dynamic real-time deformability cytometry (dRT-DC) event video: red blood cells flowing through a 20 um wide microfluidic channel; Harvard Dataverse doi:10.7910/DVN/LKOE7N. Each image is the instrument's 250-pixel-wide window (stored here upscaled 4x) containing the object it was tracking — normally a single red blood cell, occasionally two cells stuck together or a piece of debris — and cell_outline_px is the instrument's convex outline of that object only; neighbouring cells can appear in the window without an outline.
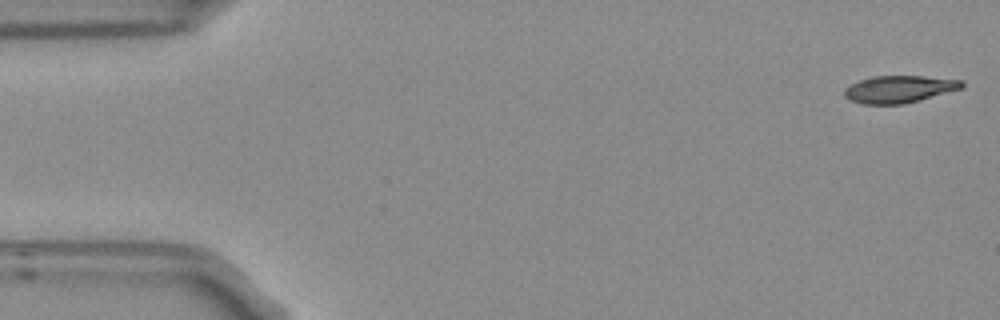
{"species": "Egyptian fruit bat (a non-hibernating species)", "species_latin": "Rousettus aegyptiacus", "temperature_condition": "room temperature", "stored_images_in_passage": 5, "camera_frame_rate_fps": 3000, "um_per_image_px": 0.085, "frame": {"image": 1, "passage_image": 1, "time_ms": 0.0, "image_size_px": [1000, 320], "cell_outline_px": [[964, 84], [960, 88], [904, 104], [864, 104], [852, 100], [844, 96], [844, 88], [860, 80], [872, 76], [924, 76], [964, 80]], "centroid_in_image_um": [76.4, 7.57], "position_along_channel_um": 8.6, "area_um2": 18.32}}
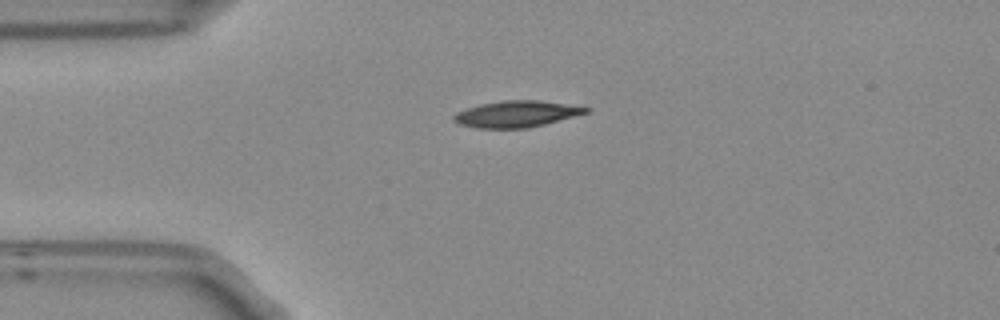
{"frame": {"image": 2, "passage_image": 4, "time_ms": 1.0, "image_size_px": [1000, 320], "cell_outline_px": [[592, 108], [588, 112], [544, 124], [528, 128], [476, 128], [460, 124], [452, 120], [452, 116], [456, 112], [480, 104], [504, 100], [536, 100]], "centroid_in_image_um": [43.85, 9.69], "position_along_channel_um": 41.2, "area_um2": 20.06}}